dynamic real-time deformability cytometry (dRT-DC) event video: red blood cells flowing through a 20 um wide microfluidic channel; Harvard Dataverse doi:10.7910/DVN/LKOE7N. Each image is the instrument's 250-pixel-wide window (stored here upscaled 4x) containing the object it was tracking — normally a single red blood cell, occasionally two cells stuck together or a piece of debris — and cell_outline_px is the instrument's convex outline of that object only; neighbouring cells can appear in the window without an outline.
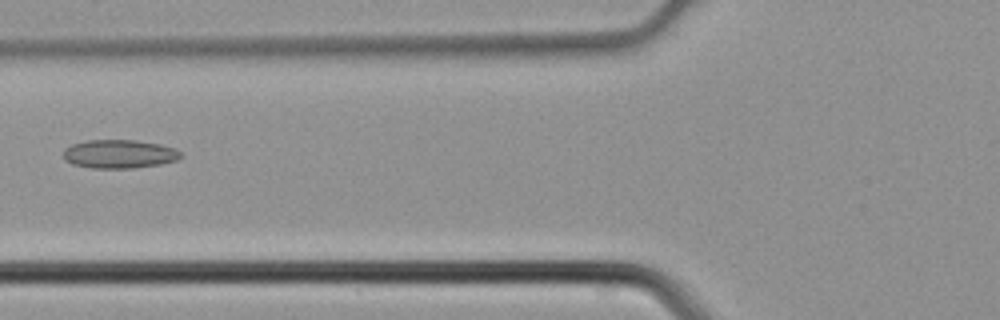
{"species": "common noctule bat (a hibernating species)", "species_latin": "Nyctalus noctula", "temperature_condition": "cold", "stored_images_in_passage": 33, "camera_frame_rate_fps": 3000, "um_per_image_px": 0.085, "animal": {"sex": "male", "body_mass_g": 21.5, "forearm_length_mm": 52.0}, "frame": {"image": 1, "passage_image": 6, "time_ms": 1.667, "image_size_px": [1000, 320], "cell_outline_px": [[184, 156], [176, 160], [160, 164], [132, 168], [92, 168], [72, 164], [64, 160], [64, 148], [72, 144], [88, 140], [132, 140], [160, 144], [176, 148]], "centroid_in_image_um": [10.14, 13.09], "position_along_channel_um": 115.7, "area_um2": 19.59}}
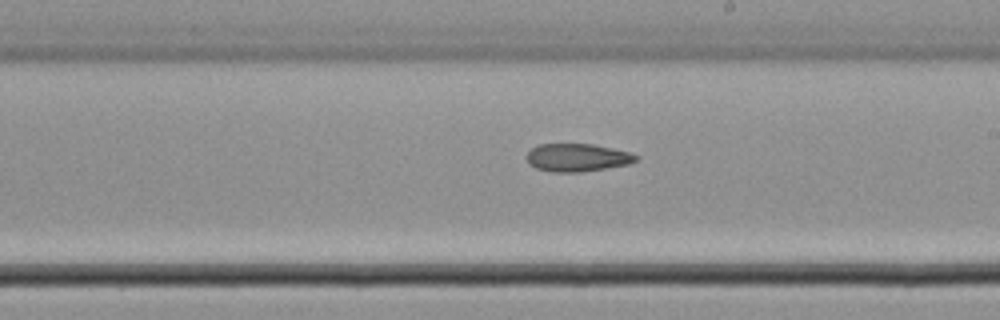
{"frame": {"image": 2, "passage_image": 14, "time_ms": 4.333, "image_size_px": [1000, 320], "cell_outline_px": [[640, 156], [636, 160], [628, 164], [580, 172], [552, 172], [536, 168], [528, 164], [524, 156], [532, 148], [540, 144], [592, 144], [612, 148], [628, 152]], "centroid_in_image_um": [49.01, 13.39], "position_along_channel_um": 240.0, "area_um2": 17.74}}
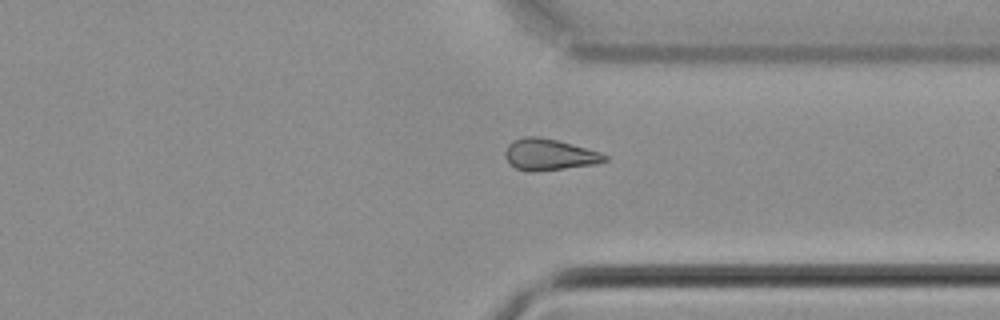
{"frame": {"image": 3, "passage_image": 22, "time_ms": 7.0, "image_size_px": [1000, 320], "cell_outline_px": [[608, 160], [596, 164], [532, 172], [516, 168], [508, 164], [504, 156], [504, 152], [508, 144], [512, 140], [524, 136], [536, 136], [556, 140], [572, 144], [600, 152], [608, 156]], "centroid_in_image_um": [46.64, 13.14], "position_along_channel_um": 364.8, "area_um2": 18.26}}